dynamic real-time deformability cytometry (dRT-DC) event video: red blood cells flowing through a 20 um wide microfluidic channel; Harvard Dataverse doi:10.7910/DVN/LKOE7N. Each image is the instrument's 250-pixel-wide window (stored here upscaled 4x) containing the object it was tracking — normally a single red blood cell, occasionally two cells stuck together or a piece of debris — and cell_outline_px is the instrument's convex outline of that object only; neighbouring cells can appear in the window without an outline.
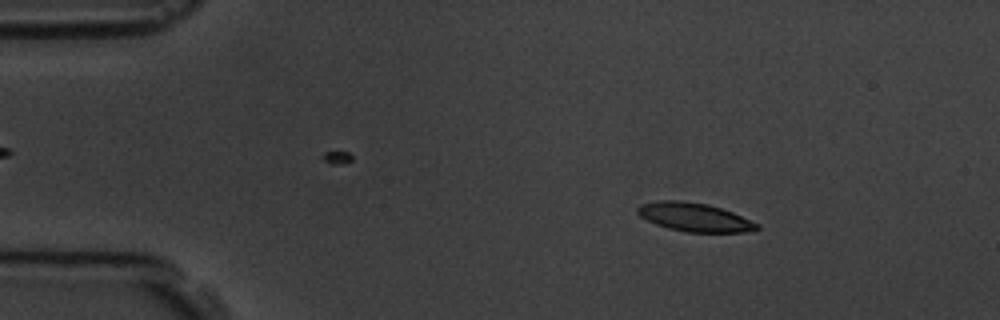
{"species": "common noctule bat (a hibernating species)", "species_latin": "Nyctalus noctula", "temperature_condition": "room temperature", "stored_images_in_passage": 4, "camera_frame_rate_fps": 3000, "um_per_image_px": 0.085, "animal": {"sex": "male", "body_mass_g": 19.5, "forearm_length_mm": 54.6}, "frame": {"image": 1, "passage_image": 1, "time_ms": 0.0, "image_size_px": [1000, 320], "cell_outline_px": [[760, 228], [744, 232], [688, 232], [668, 228], [656, 224], [640, 216], [636, 212], [636, 208], [640, 204], [656, 200], [680, 200], [708, 204], [732, 212], [760, 224]], "centroid_in_image_um": [59.0, 18.45], "position_along_channel_um": 26.0, "area_um2": 19.88}}
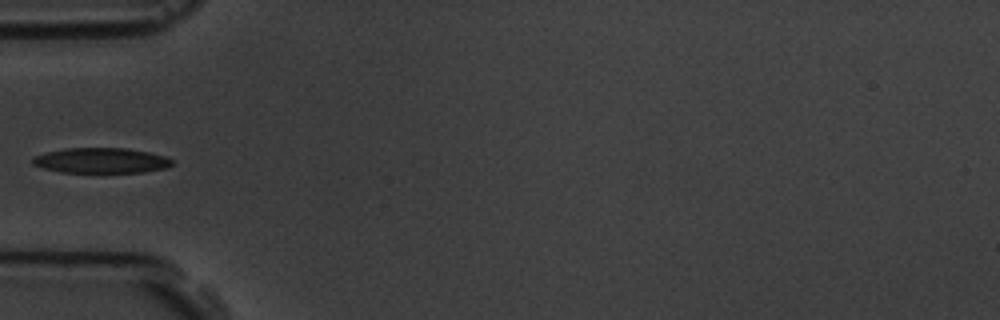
{"frame": {"image": 2, "passage_image": 4, "time_ms": 3.333, "image_size_px": [1000, 320], "cell_outline_px": [[172, 164], [168, 168], [144, 172], [60, 172], [44, 168], [32, 164], [32, 156], [44, 152], [64, 148], [124, 148], [148, 152], [164, 156], [172, 160]], "centroid_in_image_um": [8.56, 13.64], "position_along_channel_um": 76.4, "area_um2": 20.58}}